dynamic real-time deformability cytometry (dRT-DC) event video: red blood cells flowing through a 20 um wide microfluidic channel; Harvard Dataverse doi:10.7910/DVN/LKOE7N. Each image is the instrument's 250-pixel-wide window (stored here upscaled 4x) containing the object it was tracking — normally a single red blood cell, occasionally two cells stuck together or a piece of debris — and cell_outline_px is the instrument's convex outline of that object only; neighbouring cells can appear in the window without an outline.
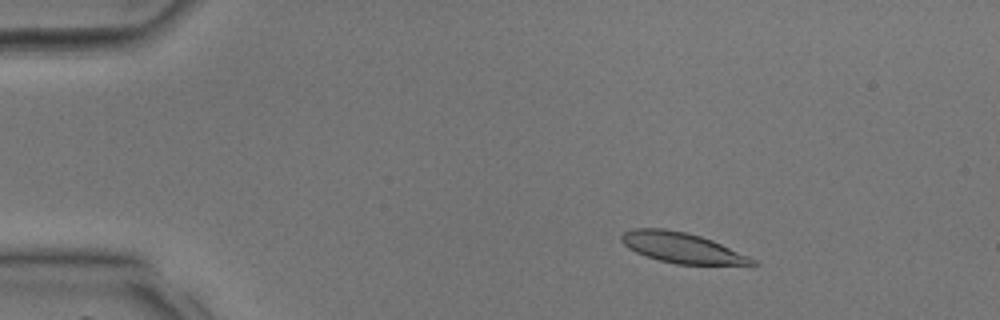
{"species": "common noctule bat (a hibernating species)", "species_latin": "Nyctalus noctula", "temperature_condition": "room temperature", "stored_images_in_passage": 37, "camera_frame_rate_fps": 3000, "um_per_image_px": 0.085, "animal": {"sex": "male", "body_mass_g": 17.9, "forearm_length_mm": 54.2}, "frame": {"image": 1, "passage_image": 5, "time_ms": 1.333, "image_size_px": [1000, 320], "cell_outline_px": [[760, 264], [752, 268], [676, 264], [660, 260], [636, 252], [628, 248], [620, 240], [620, 236], [624, 232], [632, 228], [664, 228], [684, 232], [700, 236], [712, 240], [748, 256], [756, 260]], "centroid_in_image_um": [58.12, 21.12], "position_along_channel_um": 26.9, "area_um2": 23.99}}
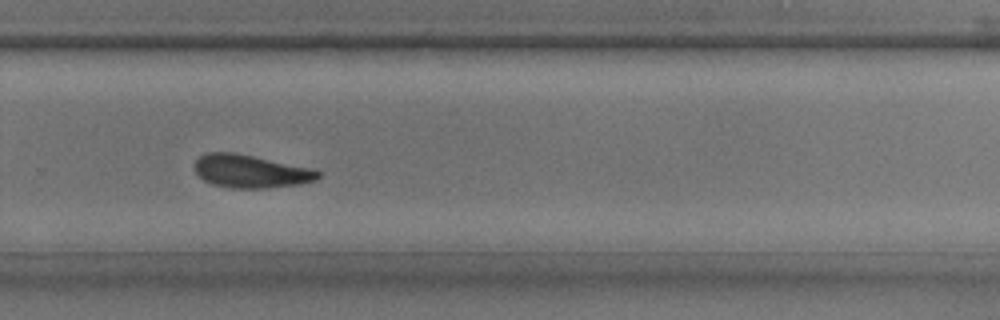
{"frame": {"image": 2, "passage_image": 25, "time_ms": 8.0, "image_size_px": [1000, 320], "cell_outline_px": [[320, 176], [316, 180], [300, 184], [268, 188], [232, 188], [212, 184], [204, 180], [196, 172], [196, 160], [200, 156], [208, 152], [236, 152], [312, 168], [320, 172]], "centroid_in_image_um": [21.33, 14.56], "position_along_channel_um": 308.5, "area_um2": 23.76}}
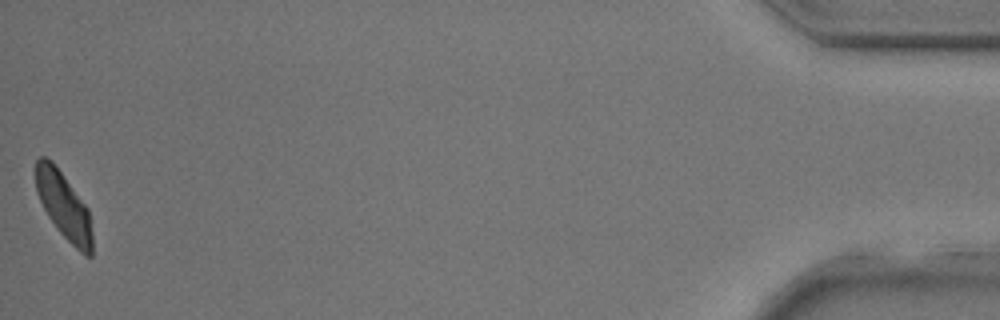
{"frame": {"image": 3, "passage_image": 37, "time_ms": 12.0, "image_size_px": [1000, 320], "cell_outline_px": [[92, 256], [84, 256], [56, 228], [48, 216], [36, 192], [36, 160], [40, 156], [44, 156], [52, 160], [88, 208], [92, 232]], "centroid_in_image_um": [5.42, 17.48], "position_along_channel_um": 429.8, "area_um2": 21.85}}